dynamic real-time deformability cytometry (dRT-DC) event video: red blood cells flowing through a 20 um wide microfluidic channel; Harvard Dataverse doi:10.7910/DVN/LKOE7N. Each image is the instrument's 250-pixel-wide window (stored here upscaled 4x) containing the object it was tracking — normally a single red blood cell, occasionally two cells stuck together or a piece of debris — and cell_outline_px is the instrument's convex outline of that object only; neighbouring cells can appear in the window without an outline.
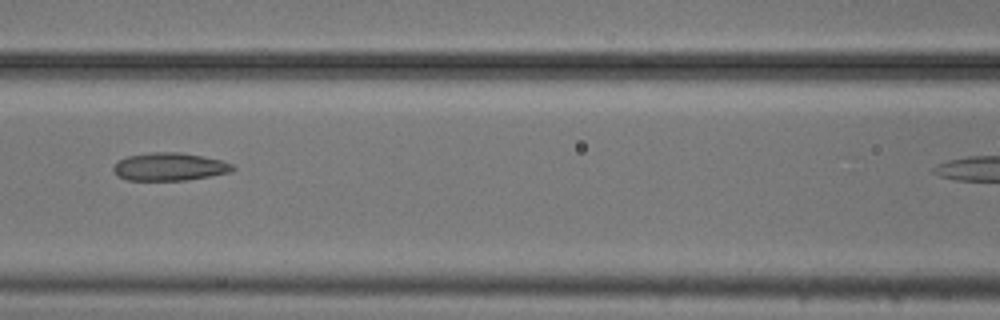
{"species": "common noctule bat (a hibernating species)", "species_latin": "Nyctalus noctula", "temperature_condition": "cold", "stored_images_in_passage": 5, "segment_of_instrument_passage": [1, 2], "camera_frame_rate_fps": 3000, "um_per_image_px": 0.085, "animal": {"sex": "male", "body_mass_g": 20.5, "forearm_length_mm": 52.5}, "frame": {"image": 1, "passage_image": 3, "time_ms": 0.667, "image_size_px": [1000, 320], "cell_outline_px": [[236, 168], [232, 172], [184, 180], [128, 180], [116, 176], [112, 168], [120, 160], [128, 156], [152, 152], [180, 152], [204, 156], [220, 160], [232, 164]], "centroid_in_image_um": [14.41, 14.17], "position_along_channel_um": 152.2, "area_um2": 19.31}}
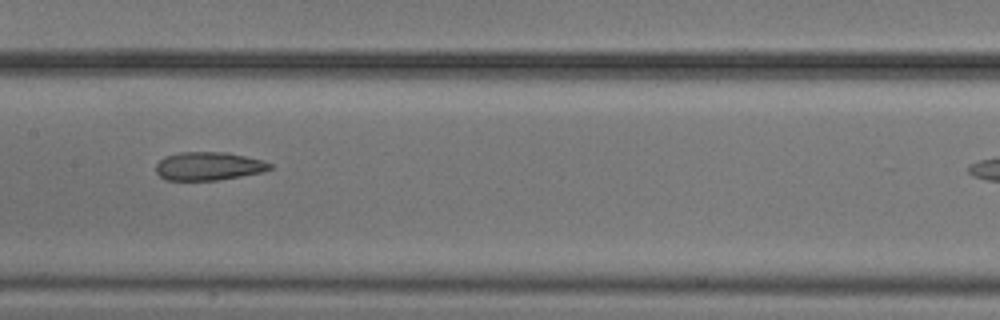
{"frame": {"image": 2, "passage_image": 4, "time_ms": 1.0, "image_size_px": [1000, 320], "cell_outline_px": [[272, 168], [260, 172], [240, 176], [216, 180], [164, 180], [156, 172], [156, 164], [164, 156], [180, 152], [228, 152], [264, 160], [272, 164]], "centroid_in_image_um": [17.71, 14.11], "position_along_channel_um": 189.7, "area_um2": 18.84}}